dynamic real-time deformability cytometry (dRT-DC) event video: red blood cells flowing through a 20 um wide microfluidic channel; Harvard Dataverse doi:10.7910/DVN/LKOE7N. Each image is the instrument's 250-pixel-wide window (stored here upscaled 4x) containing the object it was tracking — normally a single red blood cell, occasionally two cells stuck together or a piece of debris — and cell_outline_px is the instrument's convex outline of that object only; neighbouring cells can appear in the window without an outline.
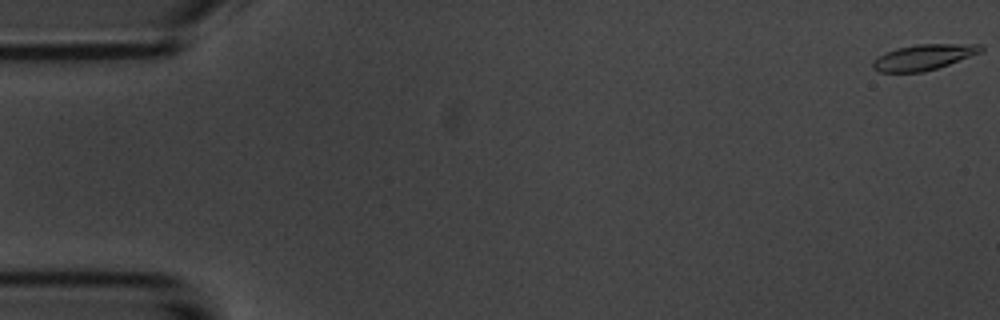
{"species": "common noctule bat (a hibernating species)", "species_latin": "Nyctalus noctula", "temperature_condition": "room temperature", "stored_images_in_passage": 11, "camera_frame_rate_fps": 3000, "um_per_image_px": 0.085, "animal": {"sex": "male", "body_mass_g": 20.1, "forearm_length_mm": 53.5}, "frame": {"image": 1, "passage_image": 1, "time_ms": 0.0, "image_size_px": [1000, 320], "cell_outline_px": [[984, 48], [980, 52], [948, 64], [924, 72], [880, 72], [872, 68], [872, 60], [884, 52], [896, 48], [916, 44], [980, 44]], "centroid_in_image_um": [78.44, 4.85], "position_along_channel_um": 6.6, "area_um2": 16.07}}